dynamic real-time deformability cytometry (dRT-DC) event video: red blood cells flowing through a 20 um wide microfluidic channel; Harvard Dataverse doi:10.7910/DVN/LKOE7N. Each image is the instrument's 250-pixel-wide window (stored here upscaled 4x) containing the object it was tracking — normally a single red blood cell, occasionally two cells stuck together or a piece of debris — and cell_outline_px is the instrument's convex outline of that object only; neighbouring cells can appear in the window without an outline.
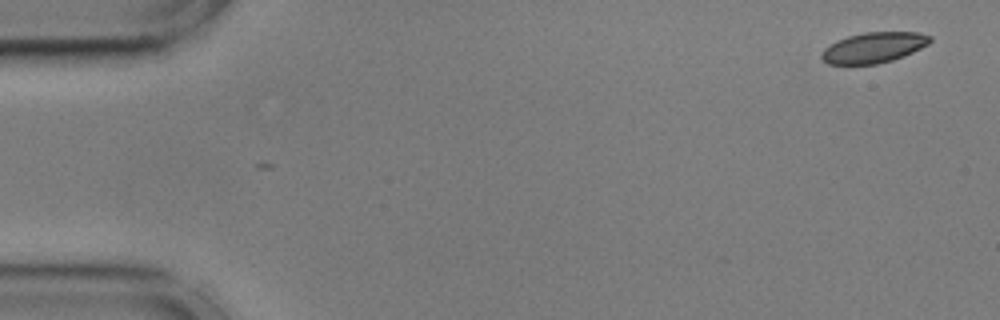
{"species": "common noctule bat (a hibernating species)", "species_latin": "Nyctalus noctula", "temperature_condition": "cold", "stored_images_in_passage": 2, "camera_frame_rate_fps": 3000, "um_per_image_px": 0.085, "animal": {"sex": "male", "body_mass_g": 17.9, "forearm_length_mm": 54.2}, "frame": {"image": 1, "passage_image": 1, "time_ms": 0.0, "image_size_px": [1000, 320], "cell_outline_px": [[932, 40], [928, 44], [904, 56], [892, 60], [876, 64], [828, 64], [820, 56], [824, 48], [836, 40], [848, 36], [864, 32], [920, 32], [932, 36]], "centroid_in_image_um": [74.27, 4.03], "position_along_channel_um": 10.7, "area_um2": 19.31}}